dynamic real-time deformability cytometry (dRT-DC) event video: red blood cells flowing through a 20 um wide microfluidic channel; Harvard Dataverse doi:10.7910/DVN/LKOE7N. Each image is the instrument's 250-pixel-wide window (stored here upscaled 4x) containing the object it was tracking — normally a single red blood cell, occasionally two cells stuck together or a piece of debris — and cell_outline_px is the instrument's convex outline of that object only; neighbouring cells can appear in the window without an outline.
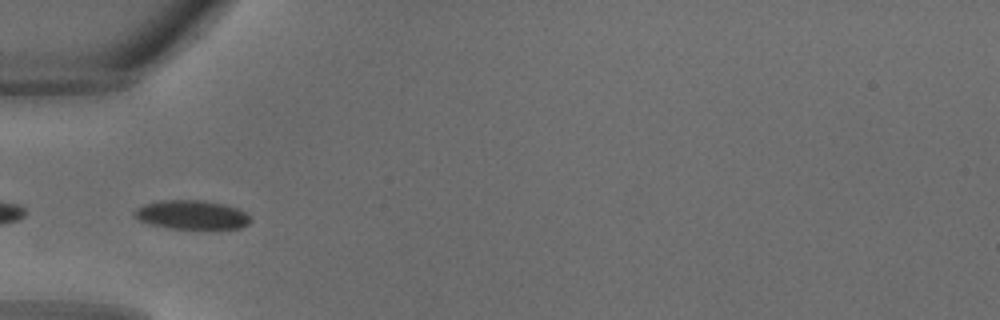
{"species": "common noctule bat (a hibernating species)", "species_latin": "Nyctalus noctula", "temperature_condition": "warm", "stored_images_in_passage": 23, "camera_frame_rate_fps": 3000, "um_per_image_px": 0.085, "animal": {"sex": "male", "body_mass_g": 18.8}, "frame": {"image": 1, "passage_image": 1, "time_ms": 0.0, "image_size_px": [1000, 320], "cell_outline_px": [[252, 220], [248, 224], [240, 228], [200, 232], [168, 228], [152, 224], [140, 220], [132, 212], [136, 208], [144, 204], [160, 200], [208, 200], [224, 204], [236, 208], [244, 212]], "centroid_in_image_um": [16.34, 18.3], "position_along_channel_um": 68.7, "area_um2": 20.46}}
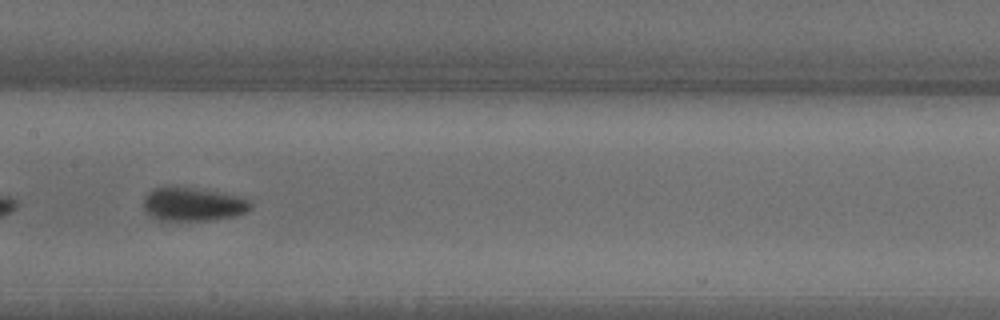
{"frame": {"image": 2, "passage_image": 7, "time_ms": 2.0, "image_size_px": [1000, 320], "cell_outline_px": [[252, 208], [244, 212], [232, 216], [204, 220], [160, 220], [152, 216], [144, 208], [144, 196], [148, 192], [156, 188], [196, 188], [236, 196], [248, 200], [252, 204]], "centroid_in_image_um": [16.39, 17.37], "position_along_channel_um": 191.0, "area_um2": 20.17}}
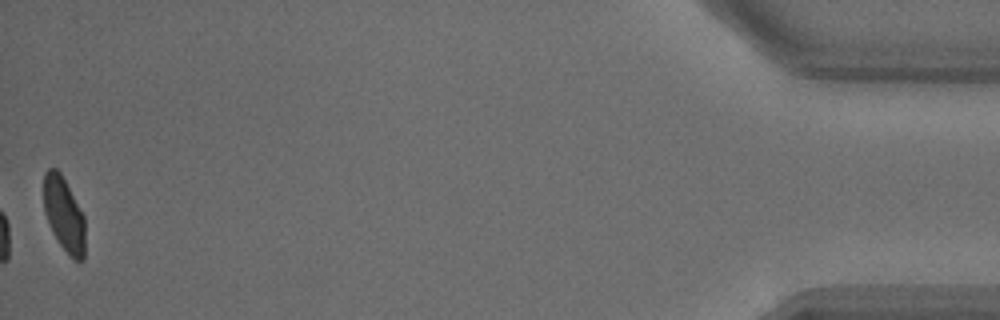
{"frame": {"image": 3, "passage_image": 23, "time_ms": 7.333, "image_size_px": [1000, 320], "cell_outline_px": [[84, 260], [76, 260], [60, 244], [52, 232], [44, 212], [44, 172], [48, 168], [56, 168], [60, 172], [84, 216]], "centroid_in_image_um": [5.42, 18.19], "position_along_channel_um": 429.8, "area_um2": 17.57}}